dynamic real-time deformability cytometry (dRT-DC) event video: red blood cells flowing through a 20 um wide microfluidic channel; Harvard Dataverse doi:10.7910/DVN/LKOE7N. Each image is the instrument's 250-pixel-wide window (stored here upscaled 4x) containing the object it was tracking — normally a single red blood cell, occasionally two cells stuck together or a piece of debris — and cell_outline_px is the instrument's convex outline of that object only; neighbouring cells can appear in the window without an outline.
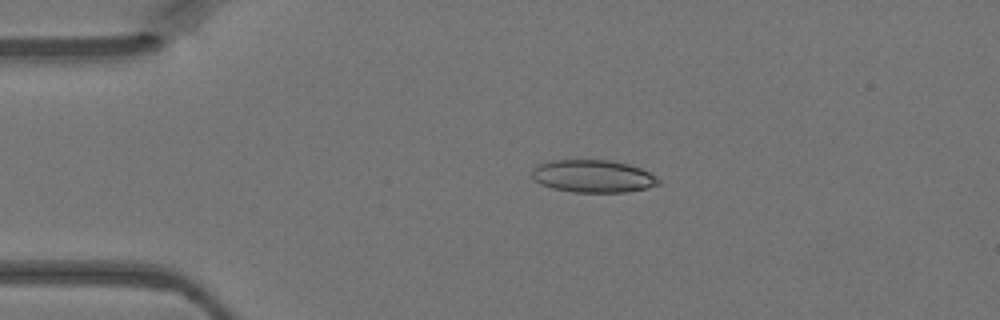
{"species": "Egyptian fruit bat (a non-hibernating species)", "species_latin": "Rousettus aegyptiacus", "temperature_condition": "warm", "stored_images_in_passage": 44, "camera_frame_rate_fps": 3000, "um_per_image_px": 0.085, "animal": {"sex": "female"}, "frame": {"image": 1, "passage_image": 7, "time_ms": 2.0, "image_size_px": [1000, 320], "cell_outline_px": [[660, 184], [648, 188], [624, 192], [572, 192], [552, 188], [540, 184], [532, 180], [532, 168], [540, 164], [552, 160], [608, 160], [628, 164], [640, 168], [656, 176], [660, 180]], "centroid_in_image_um": [50.39, 14.98], "position_along_channel_um": 34.6, "area_um2": 24.1}}
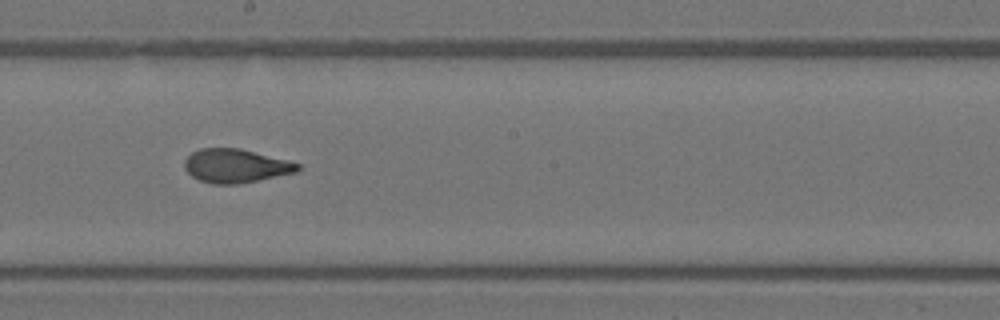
{"frame": {"image": 2, "passage_image": 23, "time_ms": 7.333, "image_size_px": [1000, 320], "cell_outline_px": [[300, 168], [296, 172], [236, 184], [212, 184], [200, 180], [192, 176], [184, 168], [184, 160], [192, 152], [200, 148], [240, 148], [288, 160], [300, 164]], "centroid_in_image_um": [20.01, 14.09], "position_along_channel_um": 228.2, "area_um2": 22.08}}
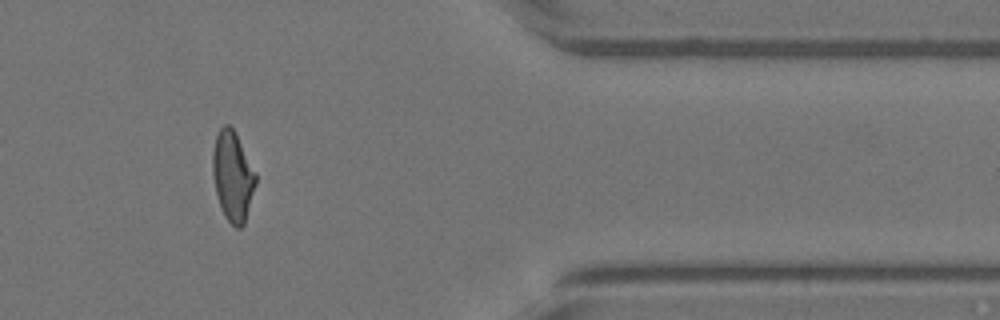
{"frame": {"image": 3, "passage_image": 36, "time_ms": 11.667, "image_size_px": [1000, 320], "cell_outline_px": [[256, 184], [244, 224], [240, 228], [236, 228], [224, 216], [216, 192], [212, 172], [212, 152], [216, 136], [220, 128], [224, 124], [228, 124], [236, 132], [256, 172]], "centroid_in_image_um": [19.78, 14.94], "position_along_channel_um": 391.6, "area_um2": 22.54}}